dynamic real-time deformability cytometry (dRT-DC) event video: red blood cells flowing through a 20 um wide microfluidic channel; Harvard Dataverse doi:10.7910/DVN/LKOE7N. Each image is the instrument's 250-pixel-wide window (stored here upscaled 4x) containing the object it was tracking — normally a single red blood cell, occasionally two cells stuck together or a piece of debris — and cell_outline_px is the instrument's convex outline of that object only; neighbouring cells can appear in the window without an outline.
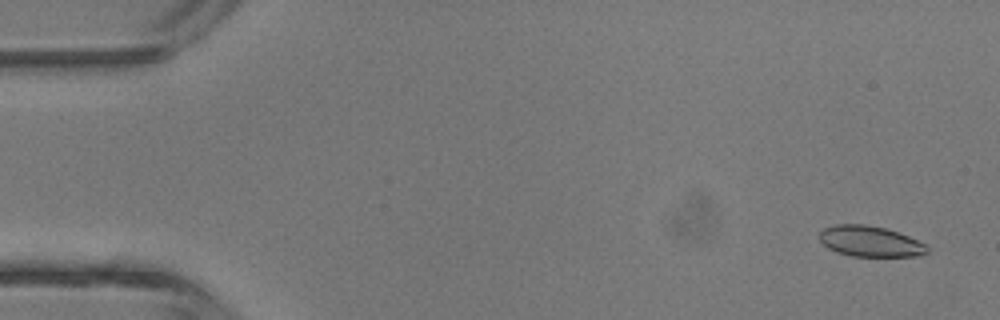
{"species": "common noctule bat (a hibernating species)", "species_latin": "Nyctalus noctula", "temperature_condition": "room temperature", "stored_images_in_passage": 5, "camera_frame_rate_fps": 3000, "um_per_image_px": 0.085, "animal": {"sex": "male", "body_mass_g": 13.3}, "frame": {"image": 1, "passage_image": 1, "time_ms": 0.0, "image_size_px": [1000, 320], "cell_outline_px": [[928, 252], [920, 256], [852, 256], [836, 252], [828, 248], [820, 240], [820, 232], [824, 228], [836, 224], [864, 224], [884, 228], [908, 236], [924, 244], [928, 248]], "centroid_in_image_um": [73.94, 20.52], "position_along_channel_um": 11.1, "area_um2": 19.07}}
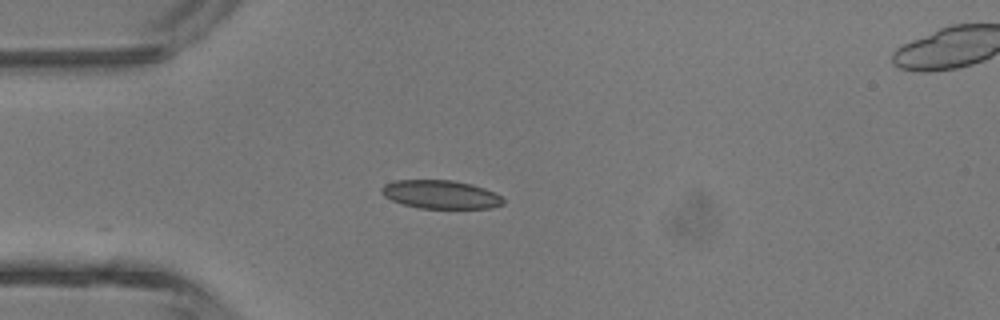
{"frame": {"image": 2, "passage_image": 4, "time_ms": 3.333, "image_size_px": [1000, 320], "cell_outline_px": [[504, 204], [492, 208], [420, 208], [404, 204], [392, 200], [384, 196], [380, 192], [380, 188], [384, 184], [396, 180], [452, 180], [472, 184], [484, 188], [500, 196], [504, 200]], "centroid_in_image_um": [37.44, 16.52], "position_along_channel_um": 47.6, "area_um2": 20.11}}